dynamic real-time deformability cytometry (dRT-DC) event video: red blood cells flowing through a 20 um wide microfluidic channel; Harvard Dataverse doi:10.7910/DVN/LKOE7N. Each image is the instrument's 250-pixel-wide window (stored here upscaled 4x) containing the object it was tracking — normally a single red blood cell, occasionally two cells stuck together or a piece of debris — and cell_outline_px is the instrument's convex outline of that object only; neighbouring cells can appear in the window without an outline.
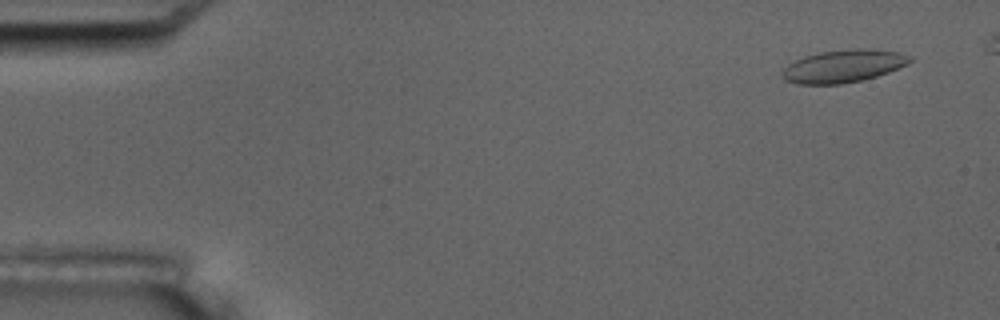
{"species": "common noctule bat (a hibernating species)", "species_latin": "Nyctalus noctula", "temperature_condition": "room temperature", "stored_images_in_passage": 6, "camera_frame_rate_fps": 3000, "um_per_image_px": 0.085, "animal": {"sex": "male", "body_mass_g": 17.5, "forearm_length_mm": 52.3}, "frame": {"image": 1, "passage_image": 1, "time_ms": 0.0, "image_size_px": [1000, 320], "cell_outline_px": [[912, 60], [908, 64], [888, 72], [876, 76], [860, 80], [840, 84], [796, 84], [784, 80], [780, 76], [780, 72], [788, 64], [804, 56], [820, 52], [856, 48], [868, 48], [900, 52], [912, 56]], "centroid_in_image_um": [71.67, 5.61], "position_along_channel_um": 13.3, "area_um2": 24.45}}